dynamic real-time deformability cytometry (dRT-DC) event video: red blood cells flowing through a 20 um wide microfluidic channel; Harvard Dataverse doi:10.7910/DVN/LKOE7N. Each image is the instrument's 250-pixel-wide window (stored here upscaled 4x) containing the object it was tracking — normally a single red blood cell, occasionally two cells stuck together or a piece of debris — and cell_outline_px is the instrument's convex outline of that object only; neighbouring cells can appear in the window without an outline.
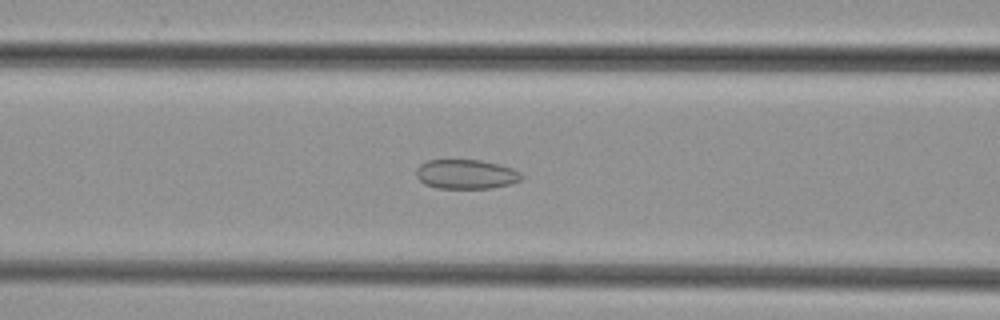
{"species": "common noctule bat (a hibernating species)", "species_latin": "Nyctalus noctula", "temperature_condition": "cold", "stored_images_in_passage": 51, "camera_frame_rate_fps": 3000, "um_per_image_px": 0.085, "animal": {"sex": "female", "body_mass_g": 29.2, "forearm_length_mm": 56.3}, "frame": {"image": 1, "passage_image": 21, "time_ms": 6.667, "image_size_px": [1000, 320], "cell_outline_px": [[524, 176], [520, 180], [508, 184], [492, 188], [436, 188], [424, 184], [416, 176], [416, 168], [420, 164], [428, 160], [480, 160], [500, 164], [512, 168], [520, 172]], "centroid_in_image_um": [39.6, 14.8], "position_along_channel_um": 127.0, "area_um2": 18.09}}
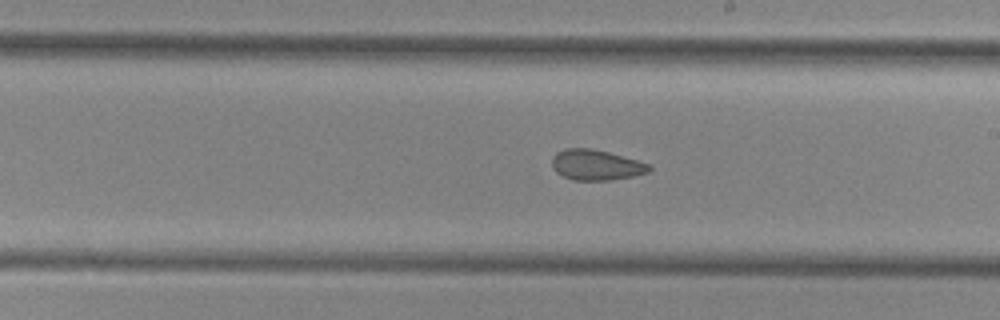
{"frame": {"image": 2, "passage_image": 29, "time_ms": 9.333, "image_size_px": [1000, 320], "cell_outline_px": [[652, 168], [648, 172], [632, 176], [612, 180], [572, 180], [556, 172], [552, 168], [552, 156], [556, 152], [564, 148], [592, 148], [608, 152], [652, 164]], "centroid_in_image_um": [50.66, 14.01], "position_along_channel_um": 238.3, "area_um2": 17.4}}
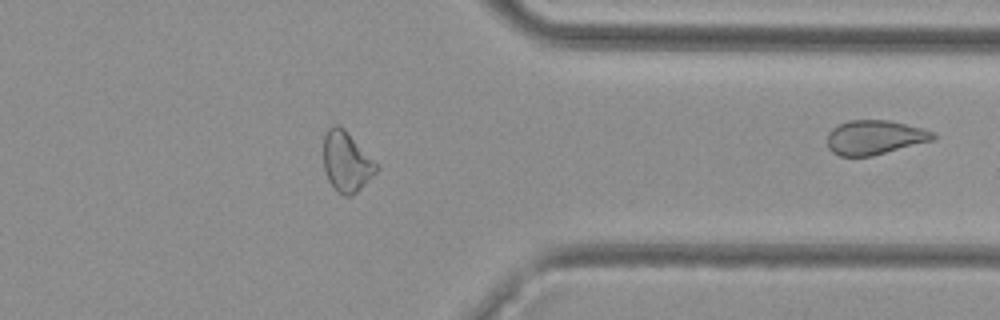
{"frame": {"image": 3, "passage_image": 40, "time_ms": 13.0, "image_size_px": [1000, 320], "cell_outline_px": [[376, 172], [352, 196], [344, 196], [336, 192], [328, 180], [324, 168], [324, 136], [328, 128], [332, 124], [336, 124], [344, 128], [376, 164]], "centroid_in_image_um": [29.4, 13.75], "position_along_channel_um": 382.0, "area_um2": 18.15}}